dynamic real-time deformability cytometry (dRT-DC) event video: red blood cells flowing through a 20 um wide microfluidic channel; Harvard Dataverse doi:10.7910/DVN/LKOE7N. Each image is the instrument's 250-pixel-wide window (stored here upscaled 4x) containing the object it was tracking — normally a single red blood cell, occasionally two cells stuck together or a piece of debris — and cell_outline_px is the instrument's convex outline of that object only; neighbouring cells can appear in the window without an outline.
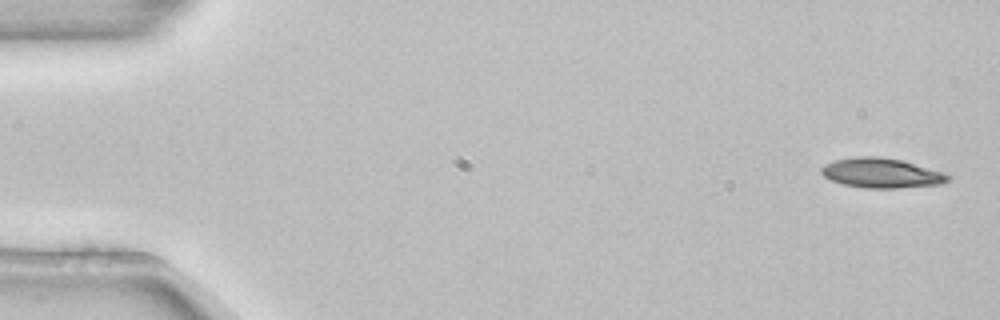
{"species": "common noctule bat (a hibernating species)", "species_latin": "Nyctalus noctula", "temperature_condition": "room temperature", "stored_images_in_passage": 5, "camera_frame_rate_fps": 3000, "um_per_image_px": 0.085, "animal": {"sex": "female", "body_mass_g": 22.7, "forearm_length_mm": 54.2}, "frame": {"image": 1, "passage_image": 1, "time_ms": 0.0, "image_size_px": [1000, 320], "cell_outline_px": [[952, 176], [948, 180], [940, 184], [896, 188], [868, 188], [844, 184], [832, 180], [824, 176], [820, 172], [820, 168], [824, 164], [836, 160], [856, 156], [876, 156], [900, 160], [944, 172]], "centroid_in_image_um": [74.91, 14.7], "position_along_channel_um": 10.1, "area_um2": 21.73}}
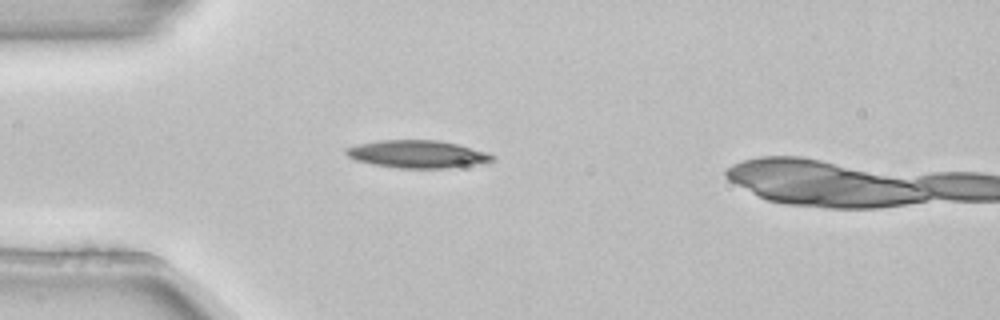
{"frame": {"image": 2, "passage_image": 4, "time_ms": 1.0, "image_size_px": [1000, 320], "cell_outline_px": [[496, 160], [452, 168], [400, 168], [372, 164], [356, 160], [348, 156], [344, 152], [344, 148], [360, 144], [380, 140], [440, 140], [488, 152], [496, 156]], "centroid_in_image_um": [35.49, 13.1], "position_along_channel_um": 49.5, "area_um2": 23.52}}